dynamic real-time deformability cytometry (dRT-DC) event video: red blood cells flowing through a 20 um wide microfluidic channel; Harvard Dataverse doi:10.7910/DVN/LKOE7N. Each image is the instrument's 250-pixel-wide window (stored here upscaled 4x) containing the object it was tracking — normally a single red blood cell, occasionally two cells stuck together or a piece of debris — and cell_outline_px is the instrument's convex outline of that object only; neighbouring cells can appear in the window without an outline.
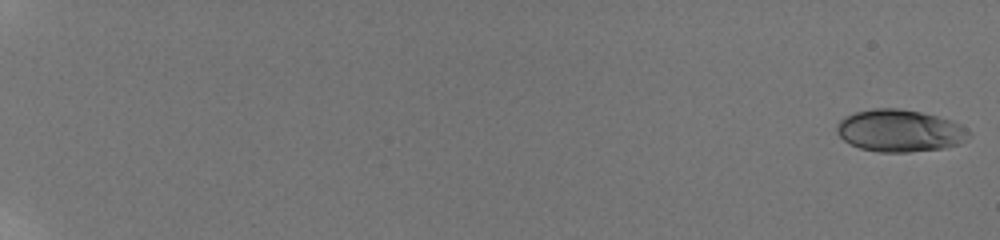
{"species": "human", "species_latin": "Homo sapiens", "temperature_condition": "room temperature", "stored_images_in_passage": 23, "camera_frame_rate_fps": 3000, "um_per_image_px": 0.085, "donor": {"sex": "male"}, "frame": {"image": 1, "passage_image": 1, "time_ms": 0.0, "image_size_px": [1000, 240], "cell_outline_px": [[972, 136], [960, 144], [944, 148], [908, 152], [880, 152], [860, 148], [844, 140], [836, 132], [836, 124], [844, 116], [856, 112], [872, 108], [900, 108], [920, 112], [952, 120], [960, 124], [972, 132]], "centroid_in_image_um": [76.51, 11.11], "position_along_channel_um": 8.5, "area_um2": 32.71}}